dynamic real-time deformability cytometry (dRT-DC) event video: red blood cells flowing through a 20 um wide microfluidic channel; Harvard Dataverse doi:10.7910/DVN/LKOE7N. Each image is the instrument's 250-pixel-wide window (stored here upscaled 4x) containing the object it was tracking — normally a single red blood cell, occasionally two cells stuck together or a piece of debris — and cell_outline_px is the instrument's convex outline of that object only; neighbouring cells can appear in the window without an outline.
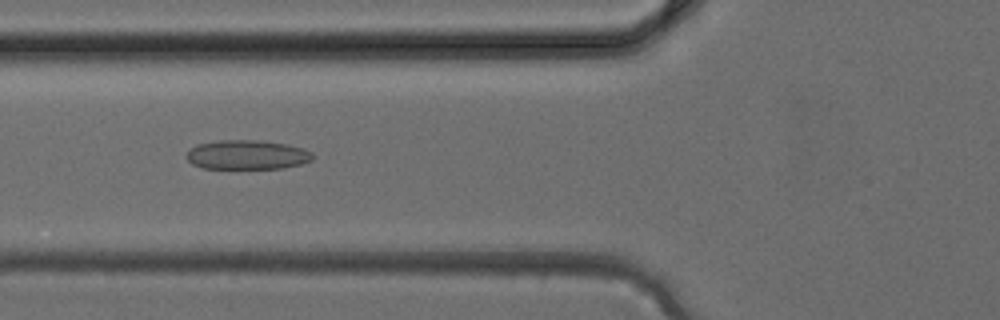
{"species": "common noctule bat (a hibernating species)", "species_latin": "Nyctalus noctula", "temperature_condition": "cold", "stored_images_in_passage": 35, "camera_frame_rate_fps": 3000, "um_per_image_px": 0.085, "animal": {"sex": "female", "body_mass_g": 24.6, "forearm_length_mm": 56.2}, "frame": {"image": 1, "passage_image": 12, "time_ms": 3.667, "image_size_px": [1000, 320], "cell_outline_px": [[312, 160], [300, 164], [284, 168], [204, 168], [192, 164], [184, 156], [196, 144], [220, 140], [260, 140], [288, 144], [304, 148], [312, 152]], "centroid_in_image_um": [21.01, 13.15], "position_along_channel_um": 104.8, "area_um2": 21.62}}
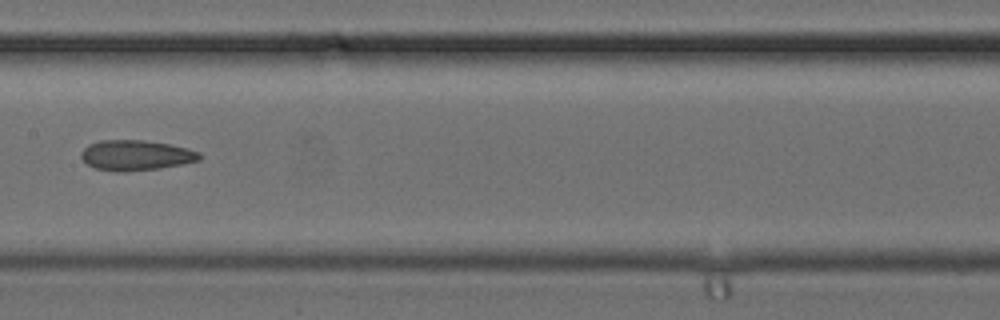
{"frame": {"image": 2, "passage_image": 17, "time_ms": 5.333, "image_size_px": [1000, 320], "cell_outline_px": [[200, 160], [160, 168], [124, 172], [116, 172], [96, 168], [88, 164], [80, 156], [80, 152], [88, 144], [100, 140], [144, 140], [168, 144], [188, 148], [200, 152]], "centroid_in_image_um": [11.53, 13.19], "position_along_channel_um": 195.9, "area_um2": 20.87}}
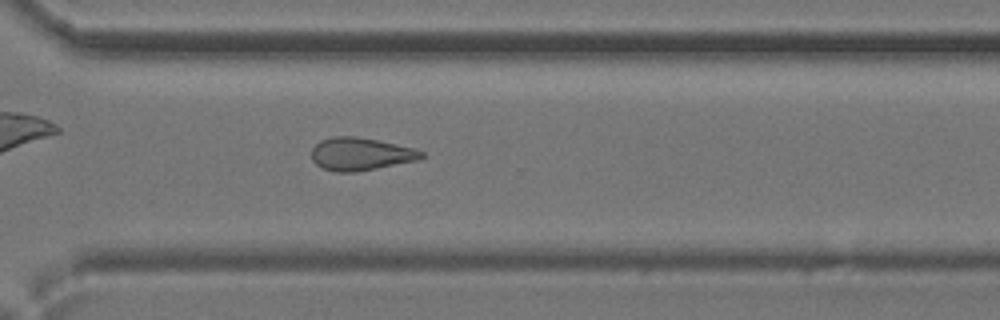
{"frame": {"image": 3, "passage_image": 25, "time_ms": 8.0, "image_size_px": [1000, 320], "cell_outline_px": [[424, 156], [416, 160], [356, 172], [336, 172], [324, 168], [316, 164], [312, 160], [312, 148], [320, 140], [332, 136], [356, 136], [376, 140], [412, 148], [424, 152]], "centroid_in_image_um": [30.6, 13.08], "position_along_channel_um": 340.0, "area_um2": 20.69}}